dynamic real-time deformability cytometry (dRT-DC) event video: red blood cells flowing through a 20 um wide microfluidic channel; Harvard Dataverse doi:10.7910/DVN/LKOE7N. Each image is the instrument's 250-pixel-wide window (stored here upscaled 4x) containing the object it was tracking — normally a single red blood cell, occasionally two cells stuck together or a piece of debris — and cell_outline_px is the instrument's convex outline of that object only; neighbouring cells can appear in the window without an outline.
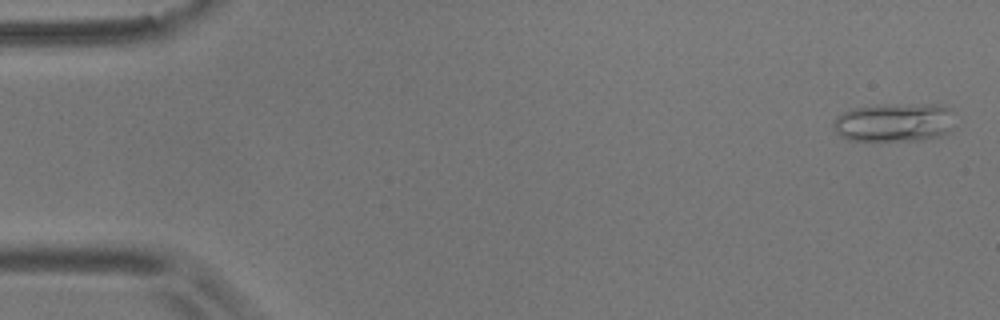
{"species": "common noctule bat (a hibernating species)", "species_latin": "Nyctalus noctula", "temperature_condition": "room temperature", "stored_images_in_passage": 55, "camera_frame_rate_fps": 3000, "um_per_image_px": 0.085, "animal": {"sex": "male", "body_mass_g": 17.9}, "frame": {"image": 1, "passage_image": 2, "time_ms": 0.333, "image_size_px": [1000, 320], "cell_outline_px": [[956, 124], [948, 132], [940, 136], [924, 140], [848, 140], [840, 136], [832, 128], [832, 124], [836, 116], [852, 108], [876, 104], [936, 104], [948, 108]], "centroid_in_image_um": [76.0, 10.39], "position_along_channel_um": 9.0, "area_um2": 27.8}}
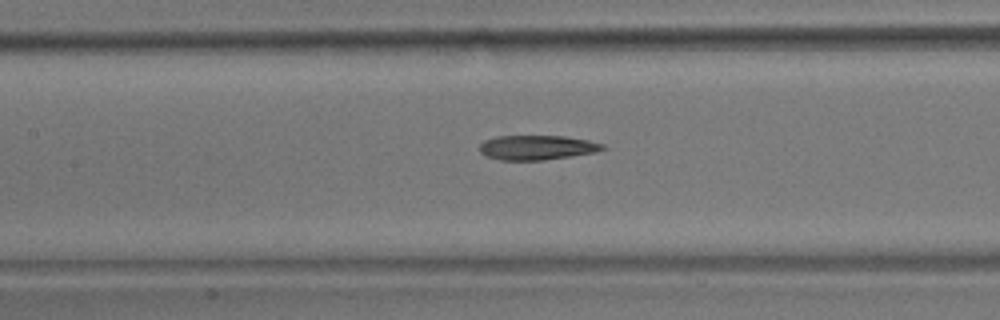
{"frame": {"image": 2, "passage_image": 25, "time_ms": 8.0, "image_size_px": [1000, 320], "cell_outline_px": [[608, 148], [596, 152], [572, 156], [544, 160], [500, 160], [488, 156], [480, 152], [480, 144], [484, 140], [496, 136], [564, 136], [588, 140], [604, 144]], "centroid_in_image_um": [45.67, 12.54], "position_along_channel_um": 161.7, "area_um2": 17.69}}
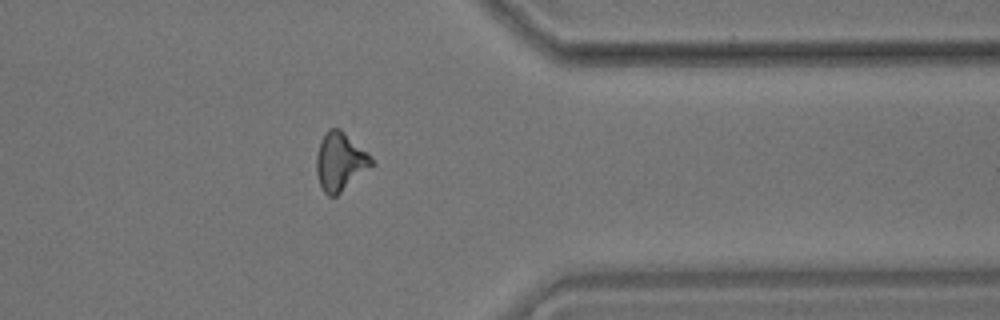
{"frame": {"image": 3, "passage_image": 44, "time_ms": 14.333, "image_size_px": [1000, 320], "cell_outline_px": [[376, 164], [336, 196], [328, 196], [324, 192], [320, 184], [316, 172], [316, 156], [320, 140], [328, 128], [340, 128]], "centroid_in_image_um": [28.88, 13.76], "position_along_channel_um": 382.5, "area_um2": 18.44}, "authors_computed_cell_mechanics": {"area_um2": 18.3226, "velocity_mm_per_s": 3.6617, "shape_relaxation_time_tau1_ms": null, "shape_relaxation_time_tau2_ms": 4.3896, "deformation_change_tau1": null, "deformation_change_tau2": 0.1481}}